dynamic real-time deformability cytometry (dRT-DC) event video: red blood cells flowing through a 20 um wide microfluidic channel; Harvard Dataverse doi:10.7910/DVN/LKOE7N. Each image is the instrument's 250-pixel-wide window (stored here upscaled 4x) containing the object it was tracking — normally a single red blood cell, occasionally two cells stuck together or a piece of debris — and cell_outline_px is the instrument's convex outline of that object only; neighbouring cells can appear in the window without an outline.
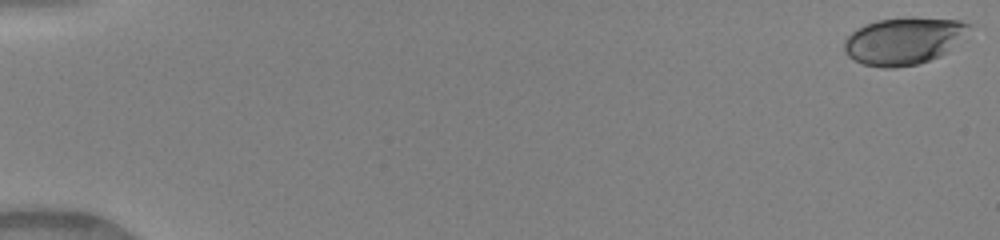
{"species": "human", "species_latin": "Homo sapiens", "temperature_condition": "warm", "stored_images_in_passage": 50, "camera_frame_rate_fps": 3000, "um_per_image_px": 0.085, "donor": {"sex": "female"}, "frame": {"image": 1, "passage_image": 1, "time_ms": 0.0, "image_size_px": [1000, 240], "cell_outline_px": [[972, 24], [940, 56], [916, 64], [892, 68], [884, 68], [864, 64], [848, 56], [844, 52], [844, 40], [852, 32], [864, 24], [876, 20], [908, 16], [916, 16], [960, 20]], "centroid_in_image_um": [76.73, 3.44], "position_along_channel_um": 8.3, "area_um2": 33.93}}
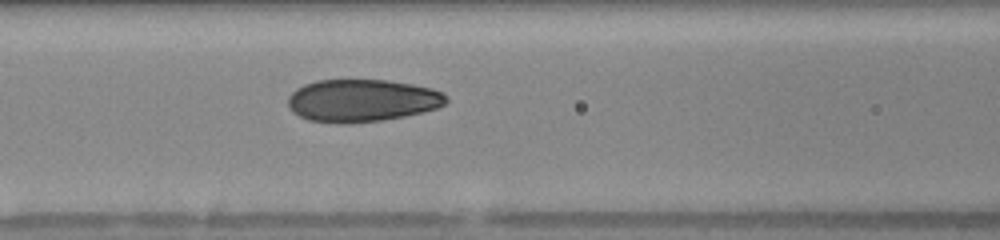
{"frame": {"image": 2, "passage_image": 23, "time_ms": 7.333, "image_size_px": [1000, 240], "cell_outline_px": [[448, 100], [444, 104], [436, 108], [424, 112], [404, 116], [380, 120], [344, 124], [340, 124], [308, 120], [292, 112], [288, 108], [288, 96], [296, 88], [304, 84], [316, 80], [388, 80], [412, 84], [432, 88], [448, 96]], "centroid_in_image_um": [30.74, 8.54], "position_along_channel_um": 135.9, "area_um2": 39.36}}
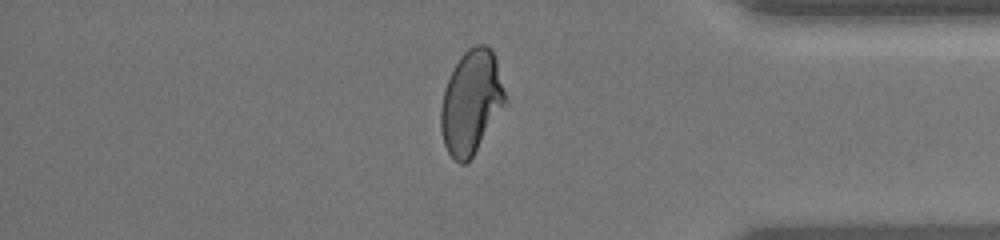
{"frame": {"image": 3, "passage_image": 43, "time_ms": 14.0, "image_size_px": [1000, 240], "cell_outline_px": [[508, 104], [472, 156], [464, 164], [460, 164], [448, 152], [444, 144], [440, 128], [440, 108], [444, 88], [460, 56], [468, 48], [476, 44], [484, 44], [492, 48], [508, 96]], "centroid_in_image_um": [40.09, 8.66], "position_along_channel_um": 395.1, "area_um2": 39.36}, "authors_computed_cell_mechanics": {"area_um2": 38.6682, "velocity_mm_per_s": 4.1519, "shape_relaxation_time_tau1_ms": 6.4287, "shape_relaxation_time_tau2_ms": 0.9386, "deformation_change_tau1": 0.2086, "deformation_change_tau2": 0.066}}